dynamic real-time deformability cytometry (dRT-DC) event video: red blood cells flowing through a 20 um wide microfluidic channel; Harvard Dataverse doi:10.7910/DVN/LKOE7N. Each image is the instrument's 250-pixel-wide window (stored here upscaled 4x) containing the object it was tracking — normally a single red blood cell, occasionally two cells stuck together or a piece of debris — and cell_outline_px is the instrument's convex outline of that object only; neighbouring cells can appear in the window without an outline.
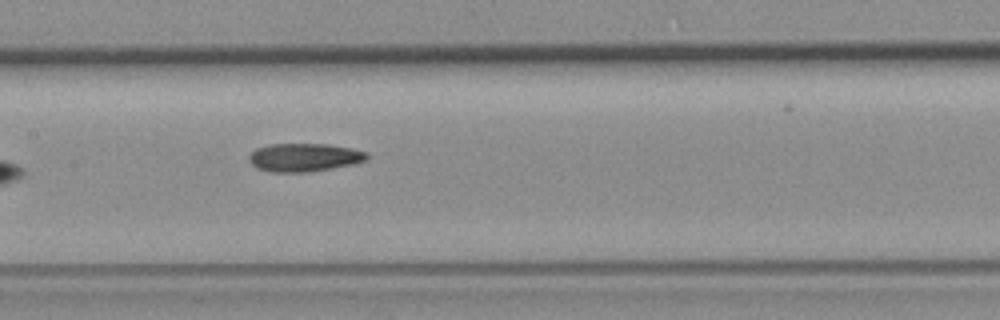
{"species": "common noctule bat (a hibernating species)", "species_latin": "Nyctalus noctula", "temperature_condition": "room temperature", "stored_images_in_passage": 8, "camera_frame_rate_fps": 3000, "um_per_image_px": 0.085, "animal": {"sex": "female", "body_mass_g": 19.3, "forearm_length_mm": 54.1}, "frame": {"image": 1, "passage_image": 8, "time_ms": 8.667, "image_size_px": [1000, 320], "cell_outline_px": [[368, 156], [364, 160], [352, 164], [304, 172], [268, 172], [256, 168], [248, 160], [248, 156], [256, 148], [272, 144], [328, 144], [352, 148], [368, 152]], "centroid_in_image_um": [25.81, 13.37], "position_along_channel_um": 181.6, "area_um2": 19.25}}